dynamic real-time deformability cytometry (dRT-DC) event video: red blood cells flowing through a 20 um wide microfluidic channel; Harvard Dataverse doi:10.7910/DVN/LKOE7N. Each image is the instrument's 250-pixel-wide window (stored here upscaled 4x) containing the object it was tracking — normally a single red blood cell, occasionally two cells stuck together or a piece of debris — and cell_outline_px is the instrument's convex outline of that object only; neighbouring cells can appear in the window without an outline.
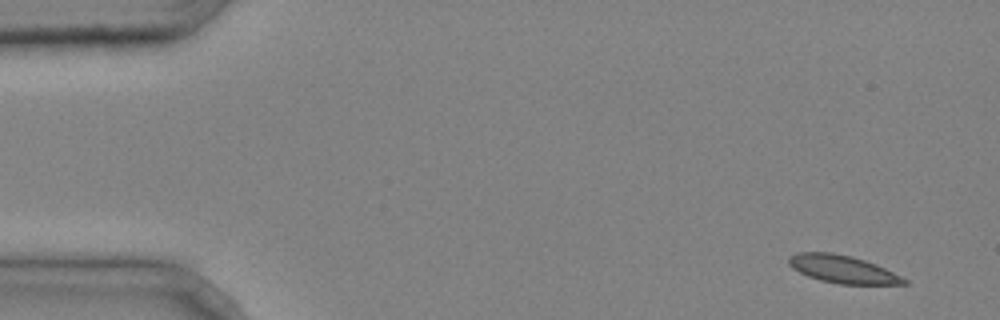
{"species": "common noctule bat (a hibernating species)", "species_latin": "Nyctalus noctula", "temperature_condition": "cold", "stored_images_in_passage": 5, "segment_of_instrument_passage": [1, 2], "camera_frame_rate_fps": 3000, "um_per_image_px": 0.085, "animal": {"sex": "male", "body_mass_g": 20.4}, "frame": {"image": 1, "passage_image": 1, "time_ms": 0.0, "image_size_px": [1000, 320], "cell_outline_px": [[908, 284], [840, 284], [820, 280], [808, 276], [792, 268], [788, 264], [788, 256], [796, 252], [832, 252], [852, 256], [876, 264], [908, 280]], "centroid_in_image_um": [71.58, 22.87], "position_along_channel_um": 13.4, "area_um2": 18.61}}